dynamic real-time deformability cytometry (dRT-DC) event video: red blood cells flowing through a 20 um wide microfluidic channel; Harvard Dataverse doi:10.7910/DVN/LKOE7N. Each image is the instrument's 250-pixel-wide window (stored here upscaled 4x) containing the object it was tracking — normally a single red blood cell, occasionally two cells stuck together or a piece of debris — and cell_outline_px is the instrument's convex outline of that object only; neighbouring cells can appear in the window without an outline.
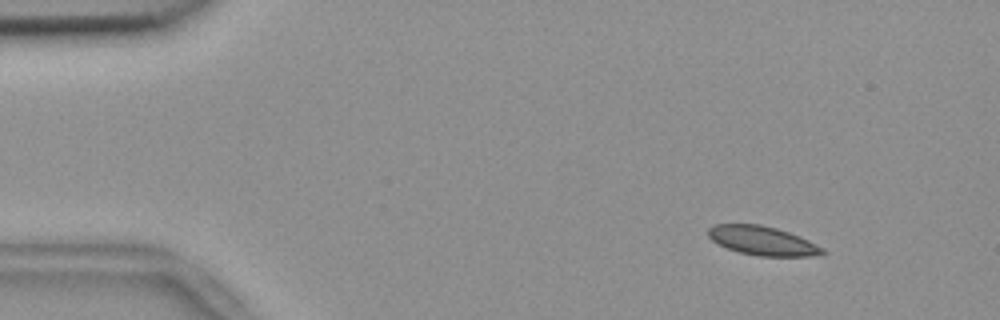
{"species": "common noctule bat (a hibernating species)", "species_latin": "Nyctalus noctula", "temperature_condition": "room temperature", "stored_images_in_passage": 55, "camera_frame_rate_fps": 3000, "um_per_image_px": 0.085, "animal": {"sex": "female", "body_mass_g": 18.4}, "frame": {"image": 1, "passage_image": 6, "time_ms": 1.667, "image_size_px": [1000, 320], "cell_outline_px": [[828, 252], [824, 256], [756, 256], [740, 252], [728, 248], [712, 240], [708, 236], [708, 228], [716, 224], [760, 224], [776, 228], [800, 236], [824, 248]], "centroid_in_image_um": [64.88, 20.47], "position_along_channel_um": 20.1, "area_um2": 19.42}}
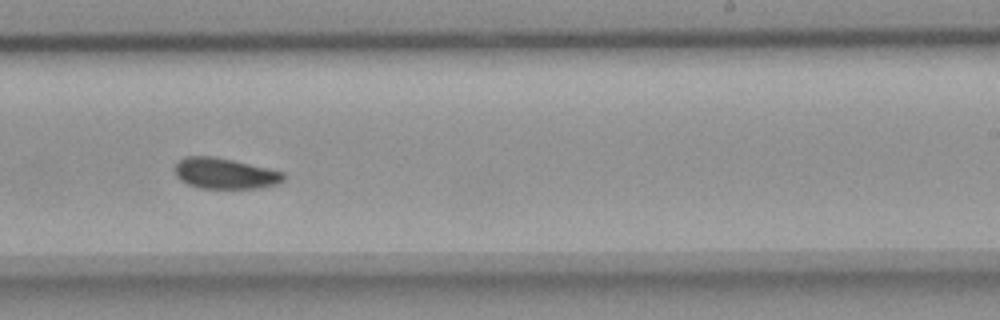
{"frame": {"image": 2, "passage_image": 34, "time_ms": 11.0, "image_size_px": [1000, 320], "cell_outline_px": [[288, 176], [284, 180], [276, 184], [260, 188], [200, 188], [188, 184], [180, 180], [176, 176], [172, 168], [184, 156], [212, 156], [232, 160], [268, 168], [284, 172]], "centroid_in_image_um": [19.11, 14.74], "position_along_channel_um": 269.9, "area_um2": 19.65}}
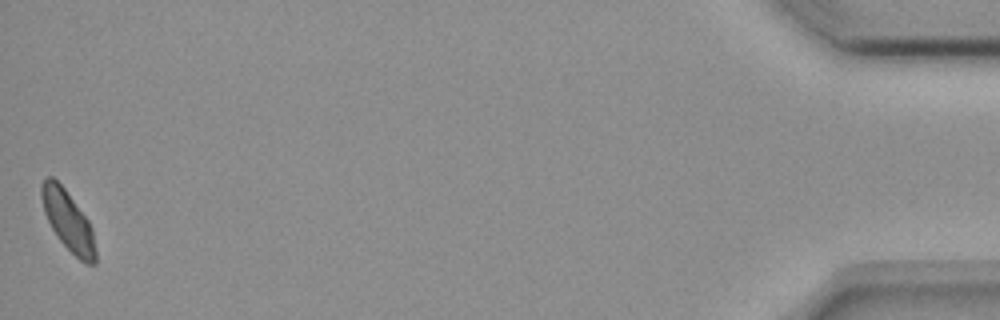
{"frame": {"image": 3, "passage_image": 55, "time_ms": 18.0, "image_size_px": [1000, 320], "cell_outline_px": [[96, 264], [84, 264], [60, 240], [52, 228], [44, 212], [40, 196], [40, 184], [48, 176], [52, 176], [64, 188], [88, 220], [92, 228], [96, 252]], "centroid_in_image_um": [5.78, 18.76], "position_along_channel_um": 429.4, "area_um2": 18.67}, "authors_computed_cell_mechanics": {"area_um2": 19.9988, "velocity_mm_per_s": 3.6288, "shape_relaxation_time_tau1_ms": 7.9297, "shape_relaxation_time_tau2_ms": 6.175, "deformation_change_tau1": 0.1001, "deformation_change_tau2": 0.0703}}